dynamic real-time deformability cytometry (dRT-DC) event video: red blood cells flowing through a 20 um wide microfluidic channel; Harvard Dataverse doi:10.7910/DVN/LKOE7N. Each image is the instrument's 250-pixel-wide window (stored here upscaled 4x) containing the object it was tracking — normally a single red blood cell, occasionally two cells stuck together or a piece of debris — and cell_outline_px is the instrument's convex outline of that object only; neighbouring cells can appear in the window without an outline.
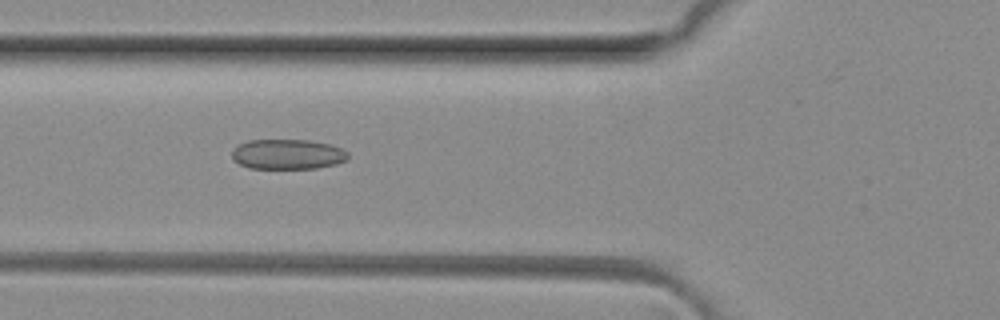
{"species": "common noctule bat (a hibernating species)", "species_latin": "Nyctalus noctula", "temperature_condition": "room temperature", "stored_images_in_passage": 8, "camera_frame_rate_fps": 3000, "um_per_image_px": 0.085, "animal": {"sex": "female", "body_mass_g": 29.2, "forearm_length_mm": 56.3}, "frame": {"image": 1, "passage_image": 5, "time_ms": 1.333, "image_size_px": [1000, 320], "cell_outline_px": [[348, 156], [344, 160], [336, 164], [316, 168], [248, 168], [232, 160], [232, 152], [240, 144], [248, 140], [308, 140], [328, 144], [340, 148], [348, 152]], "centroid_in_image_um": [24.42, 13.11], "position_along_channel_um": 101.4, "area_um2": 20.11}}
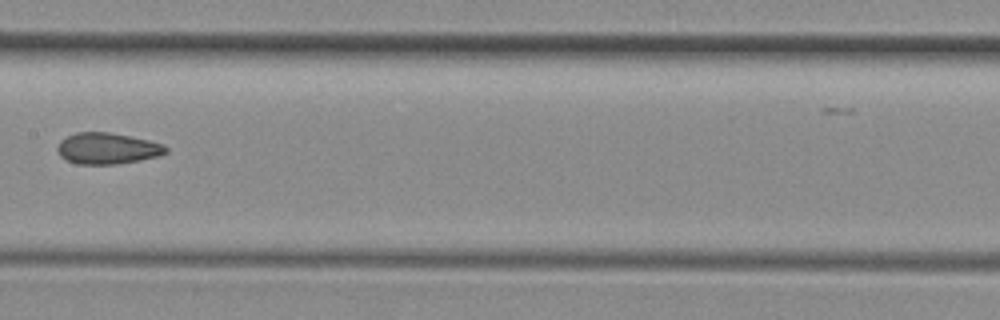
{"frame": {"image": 2, "passage_image": 7, "time_ms": 2.0, "image_size_px": [1000, 320], "cell_outline_px": [[168, 152], [160, 156], [140, 160], [116, 164], [76, 164], [60, 156], [56, 148], [60, 140], [76, 132], [108, 132], [148, 140], [164, 144], [168, 148]], "centroid_in_image_um": [9.13, 12.62], "position_along_channel_um": 198.3, "area_um2": 19.77}}
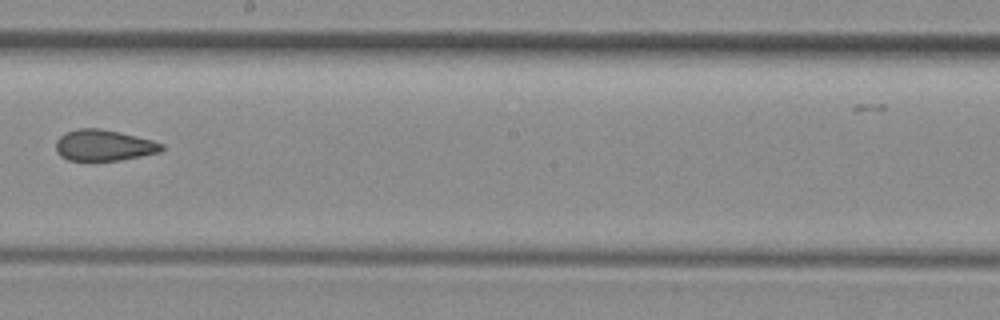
{"frame": {"image": 3, "passage_image": 8, "time_ms": 2.333, "image_size_px": [1000, 320], "cell_outline_px": [[164, 148], [160, 152], [120, 160], [68, 160], [60, 156], [56, 152], [56, 140], [60, 136], [68, 132], [80, 128], [100, 128], [136, 136], [152, 140], [164, 144]], "centroid_in_image_um": [8.82, 12.35], "position_along_channel_um": 239.4, "area_um2": 19.02}}